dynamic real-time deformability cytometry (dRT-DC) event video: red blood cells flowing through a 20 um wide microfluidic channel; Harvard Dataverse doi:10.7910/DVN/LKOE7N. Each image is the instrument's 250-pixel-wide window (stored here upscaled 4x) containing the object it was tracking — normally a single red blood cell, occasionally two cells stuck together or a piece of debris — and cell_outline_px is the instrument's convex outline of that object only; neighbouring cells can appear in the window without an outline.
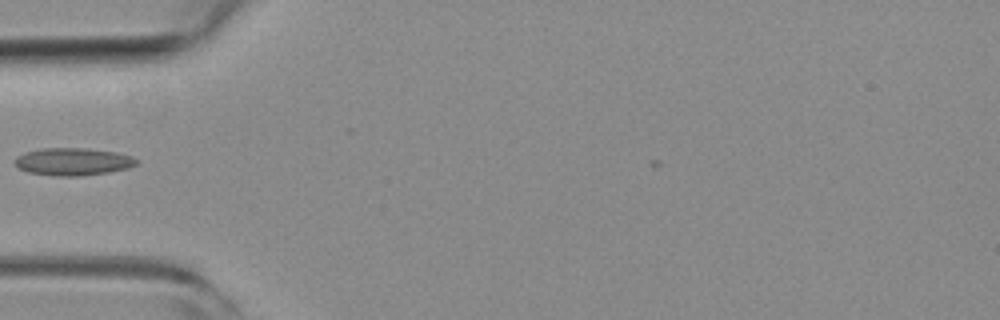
{"species": "common noctule bat (a hibernating species)", "species_latin": "Nyctalus noctula", "temperature_condition": "room temperature", "stored_images_in_passage": 36, "camera_frame_rate_fps": 3000, "um_per_image_px": 0.085, "animal": {"sex": "female", "body_mass_g": 19.3, "forearm_length_mm": 54.1}, "frame": {"image": 1, "passage_image": 5, "time_ms": 1.333, "image_size_px": [1000, 320], "cell_outline_px": [[136, 164], [128, 168], [108, 172], [80, 176], [52, 176], [28, 172], [20, 168], [16, 164], [16, 156], [24, 152], [40, 148], [84, 148], [116, 152], [132, 156], [136, 160]], "centroid_in_image_um": [6.18, 13.74], "position_along_channel_um": 78.8, "area_um2": 19.42}}
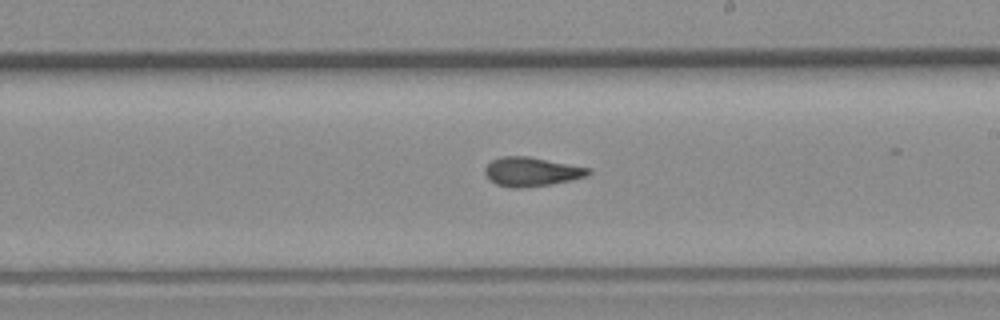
{"frame": {"image": 2, "passage_image": 18, "time_ms": 5.667, "image_size_px": [1000, 320], "cell_outline_px": [[592, 172], [588, 176], [572, 180], [552, 184], [520, 188], [512, 188], [496, 184], [488, 180], [484, 172], [484, 168], [492, 160], [500, 156], [528, 156], [592, 168]], "centroid_in_image_um": [45.19, 14.6], "position_along_channel_um": 243.8, "area_um2": 17.8}}
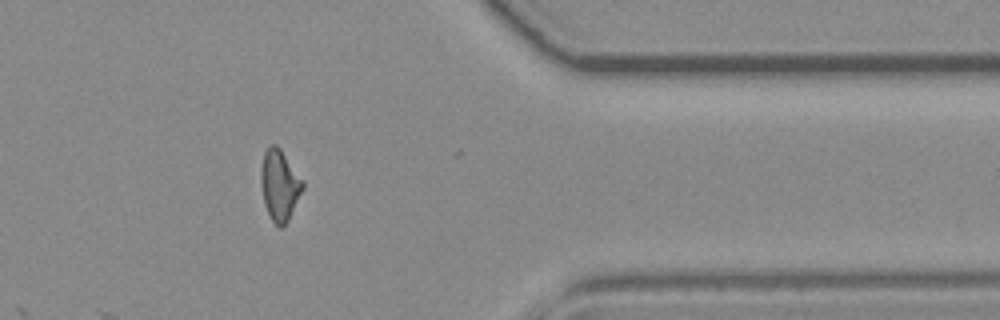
{"frame": {"image": 3, "passage_image": 31, "time_ms": 10.0, "image_size_px": [1000, 320], "cell_outline_px": [[304, 188], [288, 220], [280, 228], [272, 220], [264, 204], [260, 184], [260, 168], [264, 152], [272, 144], [276, 144], [280, 148], [304, 180]], "centroid_in_image_um": [23.76, 15.71], "position_along_channel_um": 387.6, "area_um2": 17.34}}